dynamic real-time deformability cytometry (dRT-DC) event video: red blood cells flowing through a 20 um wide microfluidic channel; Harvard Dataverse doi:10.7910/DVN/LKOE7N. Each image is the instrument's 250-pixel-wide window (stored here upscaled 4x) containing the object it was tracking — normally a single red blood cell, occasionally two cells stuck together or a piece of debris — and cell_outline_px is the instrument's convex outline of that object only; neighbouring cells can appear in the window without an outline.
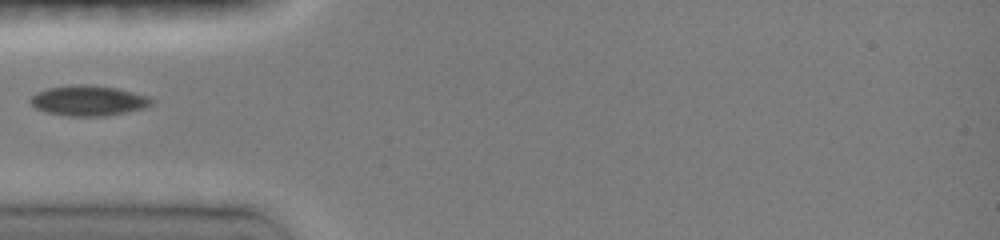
{"species": "common noctule bat (a hibernating species)", "species_latin": "Nyctalus noctula", "temperature_condition": "room temperature", "stored_images_in_passage": 32, "camera_frame_rate_fps": 3000, "um_per_image_px": 0.085, "animal": {"sex": "female", "body_mass_g": 19.0, "forearm_length_mm": 51.5}, "frame": {"image": 1, "passage_image": 1, "time_ms": 0.0, "image_size_px": [1000, 240], "cell_outline_px": [[156, 100], [152, 104], [144, 108], [104, 116], [68, 116], [44, 112], [36, 108], [28, 100], [36, 92], [48, 88], [72, 84], [84, 84], [116, 88], [148, 96]], "centroid_in_image_um": [7.5, 8.55], "position_along_channel_um": 77.5, "area_um2": 21.39}}
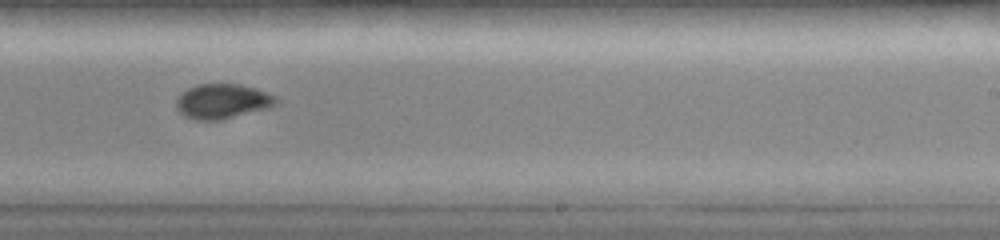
{"frame": {"image": 2, "passage_image": 15, "time_ms": 4.667, "image_size_px": [1000, 240], "cell_outline_px": [[280, 100], [276, 104], [268, 108], [220, 120], [196, 120], [184, 116], [176, 108], [176, 100], [180, 92], [196, 84], [240, 84], [256, 88], [276, 96]], "centroid_in_image_um": [18.89, 8.6], "position_along_channel_um": 270.1, "area_um2": 20.4}}
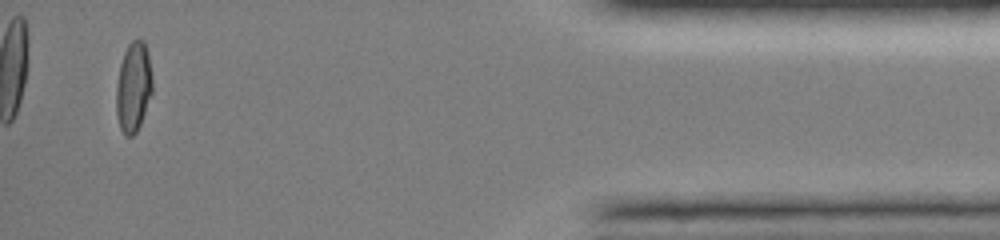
{"frame": {"image": 3, "passage_image": 30, "time_ms": 9.667, "image_size_px": [1000, 240], "cell_outline_px": [[152, 92], [140, 124], [136, 132], [132, 136], [124, 136], [120, 128], [116, 112], [116, 84], [120, 64], [124, 52], [128, 44], [132, 40], [144, 40], [148, 52], [152, 76]], "centroid_in_image_um": [11.33, 7.39], "position_along_channel_um": 423.9, "area_um2": 19.02}}